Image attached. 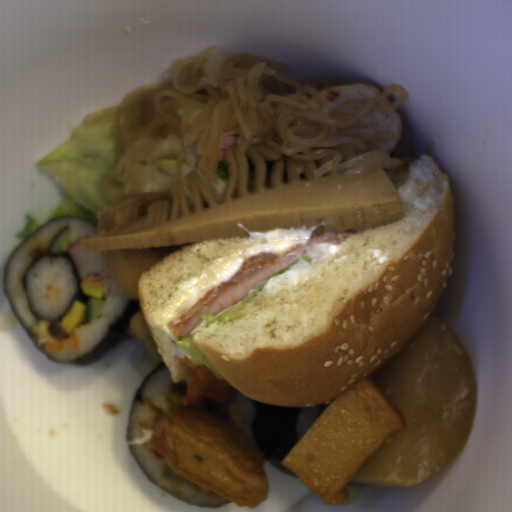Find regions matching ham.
<instances>
[{
  "label": "ham",
  "instance_id": "ham-1",
  "mask_svg": "<svg viewBox=\"0 0 512 512\" xmlns=\"http://www.w3.org/2000/svg\"><path fill=\"white\" fill-rule=\"evenodd\" d=\"M47 328L49 330L51 338L57 343L67 339L70 336V333L66 332L64 329L61 328L60 319L49 320Z\"/></svg>",
  "mask_w": 512,
  "mask_h": 512
}]
</instances>
